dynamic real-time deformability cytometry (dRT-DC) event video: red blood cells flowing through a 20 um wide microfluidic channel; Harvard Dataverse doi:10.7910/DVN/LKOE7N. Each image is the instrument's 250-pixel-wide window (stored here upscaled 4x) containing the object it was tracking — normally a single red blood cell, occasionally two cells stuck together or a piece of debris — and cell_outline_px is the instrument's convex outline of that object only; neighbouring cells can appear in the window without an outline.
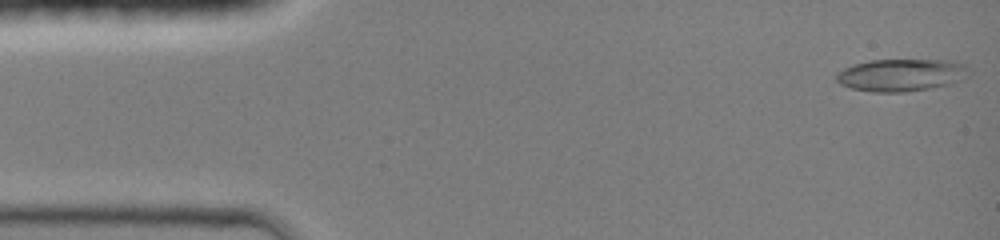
{"species": "common noctule bat (a hibernating species)", "species_latin": "Nyctalus noctula", "temperature_condition": "room temperature", "stored_images_in_passage": 17, "camera_frame_rate_fps": 3000, "um_per_image_px": 0.085, "animal": {"sex": "female", "body_mass_g": 19.0, "forearm_length_mm": 51.5}, "frame": {"image": 1, "passage_image": 1, "time_ms": 0.0, "image_size_px": [1000, 240], "cell_outline_px": [[972, 72], [968, 76], [960, 80], [948, 84], [928, 88], [904, 92], [872, 92], [852, 88], [840, 84], [836, 80], [836, 76], [844, 68], [852, 64], [872, 60], [944, 60], [964, 64]], "centroid_in_image_um": [76.61, 6.37], "position_along_channel_um": 8.4, "area_um2": 24.85}}
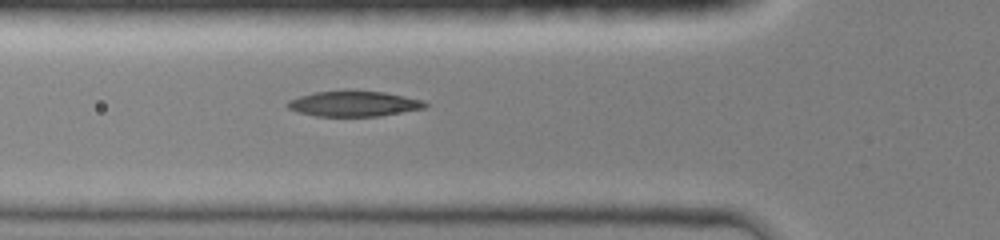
{"frame": {"image": 2, "passage_image": 15, "time_ms": 4.667, "image_size_px": [1000, 240], "cell_outline_px": [[428, 104], [424, 108], [380, 116], [316, 116], [296, 112], [288, 108], [284, 104], [288, 100], [312, 92], [384, 92], [424, 100]], "centroid_in_image_um": [30.04, 8.84], "position_along_channel_um": 95.8, "area_um2": 20.06}}
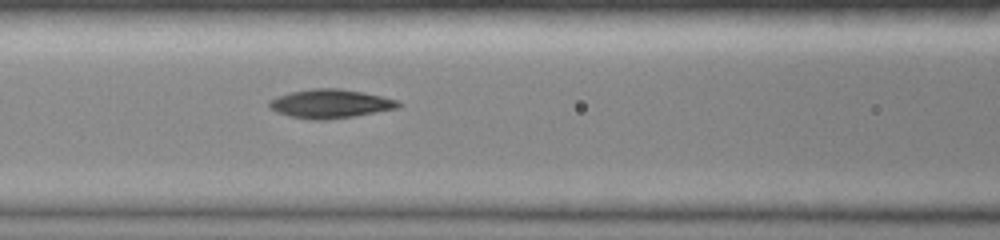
{"frame": {"image": 3, "passage_image": 17, "time_ms": 5.667, "image_size_px": [1000, 240], "cell_outline_px": [[400, 104], [396, 108], [352, 116], [324, 120], [312, 120], [288, 116], [276, 112], [268, 108], [268, 100], [276, 96], [292, 92], [312, 88], [340, 88], [364, 92], [400, 100]], "centroid_in_image_um": [28.01, 8.81], "position_along_channel_um": 138.6, "area_um2": 21.73}}